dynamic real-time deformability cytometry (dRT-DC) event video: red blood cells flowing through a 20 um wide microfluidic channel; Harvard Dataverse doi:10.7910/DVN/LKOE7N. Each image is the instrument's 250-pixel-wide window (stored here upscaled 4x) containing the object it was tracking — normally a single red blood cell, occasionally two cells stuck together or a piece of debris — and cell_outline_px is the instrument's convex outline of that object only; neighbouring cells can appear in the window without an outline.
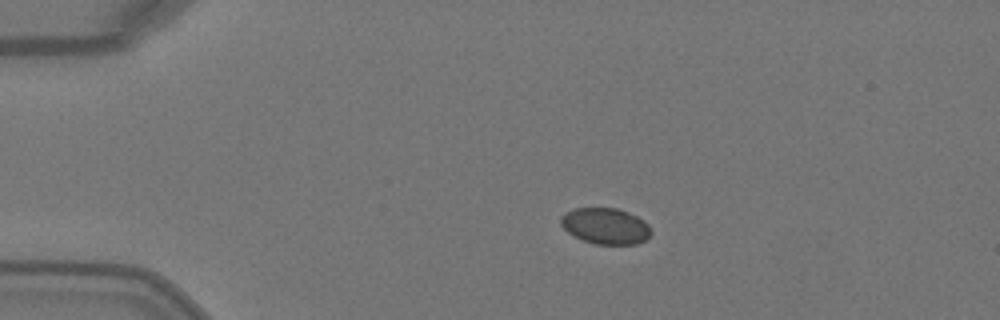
{"species": "Egyptian fruit bat (a non-hibernating species)", "species_latin": "Rousettus aegyptiacus", "temperature_condition": "warm", "stored_images_in_passage": 3, "camera_frame_rate_fps": 3000, "um_per_image_px": 0.085, "animal": {"sex": "female"}, "frame": {"image": 1, "passage_image": 2, "time_ms": 0.333, "image_size_px": [1000, 320], "cell_outline_px": [[652, 232], [644, 240], [636, 244], [596, 244], [584, 240], [568, 232], [560, 224], [560, 216], [564, 212], [572, 208], [616, 208], [628, 212], [644, 220], [648, 224]], "centroid_in_image_um": [51.45, 19.19], "position_along_channel_um": 33.6, "area_um2": 18.96}}